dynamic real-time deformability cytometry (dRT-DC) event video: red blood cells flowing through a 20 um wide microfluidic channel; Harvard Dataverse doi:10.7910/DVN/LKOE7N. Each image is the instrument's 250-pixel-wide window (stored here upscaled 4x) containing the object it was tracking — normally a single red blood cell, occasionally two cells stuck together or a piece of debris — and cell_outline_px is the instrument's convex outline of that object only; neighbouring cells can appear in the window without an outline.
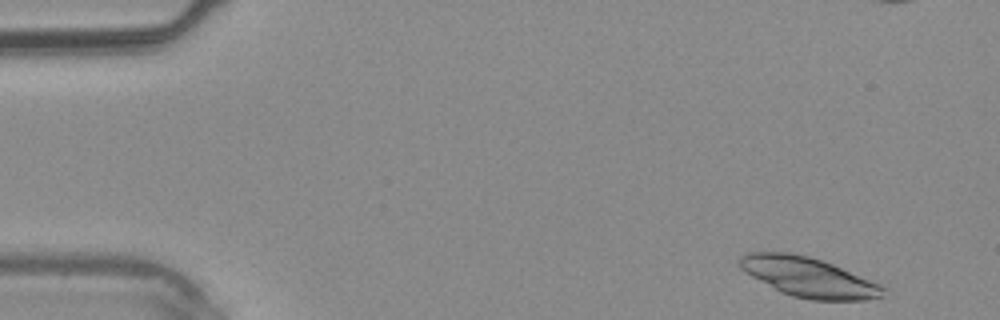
{"species": "common noctule bat (a hibernating species)", "species_latin": "Nyctalus noctula", "temperature_condition": "warm", "stored_images_in_passage": 37, "camera_frame_rate_fps": 3000, "um_per_image_px": 0.085, "animal": {"sex": "male", "body_mass_g": 20.4}, "frame": {"image": 1, "passage_image": 1, "time_ms": 0.0, "image_size_px": [1000, 320], "cell_outline_px": [[884, 296], [864, 300], [812, 300], [792, 296], [780, 292], [752, 276], [740, 268], [740, 256], [748, 252], [788, 252], [808, 256], [832, 264], [880, 284], [884, 288]], "centroid_in_image_um": [68.71, 23.56], "position_along_channel_um": 16.3, "area_um2": 32.77}}